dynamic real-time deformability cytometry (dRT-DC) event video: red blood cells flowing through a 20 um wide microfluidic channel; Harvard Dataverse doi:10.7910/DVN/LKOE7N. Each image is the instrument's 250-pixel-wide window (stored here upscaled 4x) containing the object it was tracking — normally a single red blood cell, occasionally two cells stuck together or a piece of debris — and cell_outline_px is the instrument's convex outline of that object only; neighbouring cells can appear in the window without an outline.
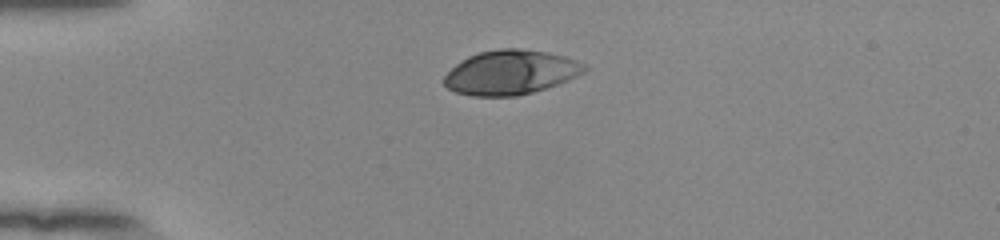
{"species": "human", "species_latin": "Homo sapiens", "temperature_condition": "room temperature", "stored_images_in_passage": 41, "camera_frame_rate_fps": 3000, "um_per_image_px": 0.085, "donor": {"sex": "female"}, "frame": {"image": 1, "passage_image": 1, "time_ms": 0.0, "image_size_px": [1000, 240], "cell_outline_px": [[588, 68], [584, 72], [568, 80], [532, 92], [516, 96], [472, 96], [456, 92], [448, 88], [444, 84], [444, 76], [456, 64], [468, 56], [480, 52], [500, 48], [520, 48], [548, 52], [564, 56], [576, 60], [584, 64]], "centroid_in_image_um": [43.4, 6.14], "position_along_channel_um": 41.6, "area_um2": 36.13}}
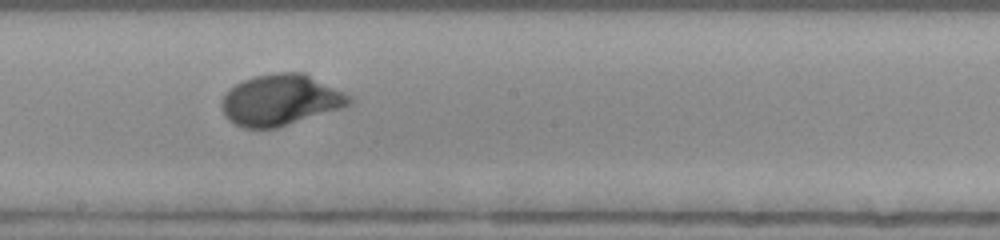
{"frame": {"image": 2, "passage_image": 18, "time_ms": 5.667, "image_size_px": [1000, 240], "cell_outline_px": [[352, 104], [340, 108], [276, 128], [244, 128], [228, 120], [224, 116], [220, 108], [220, 100], [228, 88], [244, 80], [256, 76], [272, 72], [304, 72], [352, 96]], "centroid_in_image_um": [23.8, 8.49], "position_along_channel_um": 224.4, "area_um2": 38.09}}
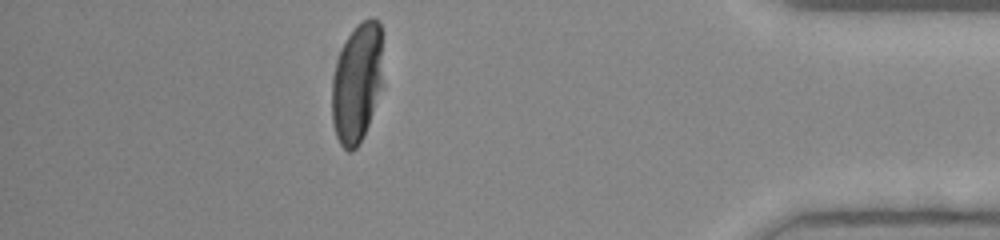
{"frame": {"image": 3, "passage_image": 35, "time_ms": 11.333, "image_size_px": [1000, 240], "cell_outline_px": [[380, 88], [364, 136], [356, 148], [352, 152], [348, 152], [340, 144], [336, 136], [332, 120], [332, 80], [336, 60], [348, 36], [356, 24], [368, 16], [372, 16], [380, 20]], "centroid_in_image_um": [30.3, 7.04], "position_along_channel_um": 404.9, "area_um2": 35.03}, "authors_computed_cell_mechanics": {"area_um2": 37.281, "velocity_mm_per_s": 3.8506, "shape_relaxation_time_tau1_ms": 3.332, "shape_relaxation_time_tau2_ms": null, "deformation_change_tau1": 0.1918, "deformation_change_tau2": null}}